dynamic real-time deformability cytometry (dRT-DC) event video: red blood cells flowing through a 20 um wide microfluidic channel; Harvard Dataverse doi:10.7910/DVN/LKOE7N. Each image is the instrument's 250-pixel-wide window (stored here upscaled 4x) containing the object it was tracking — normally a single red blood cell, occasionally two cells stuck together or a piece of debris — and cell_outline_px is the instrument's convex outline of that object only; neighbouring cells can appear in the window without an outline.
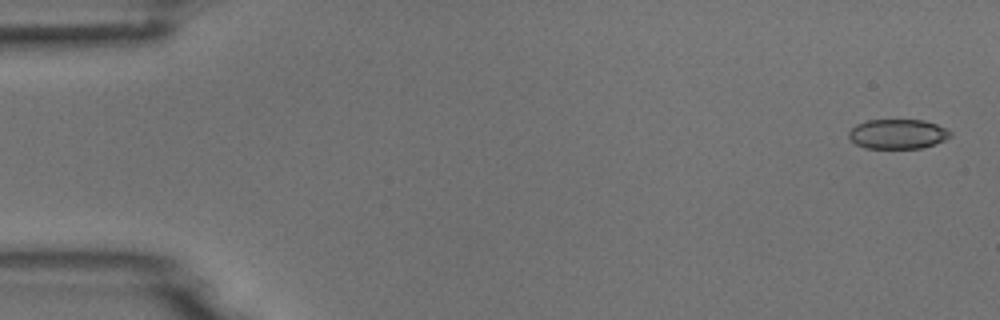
{"species": "common noctule bat (a hibernating species)", "species_latin": "Nyctalus noctula", "temperature_condition": "room temperature", "stored_images_in_passage": 6, "camera_frame_rate_fps": 3000, "um_per_image_px": 0.085, "animal": {"sex": "male", "body_mass_g": 18.8}, "frame": {"image": 1, "passage_image": 1, "time_ms": 0.0, "image_size_px": [1000, 320], "cell_outline_px": [[952, 136], [944, 140], [920, 148], [864, 148], [856, 144], [848, 136], [848, 132], [856, 124], [868, 120], [924, 120], [936, 124], [952, 132]], "centroid_in_image_um": [76.29, 11.38], "position_along_channel_um": 8.7, "area_um2": 17.46}}
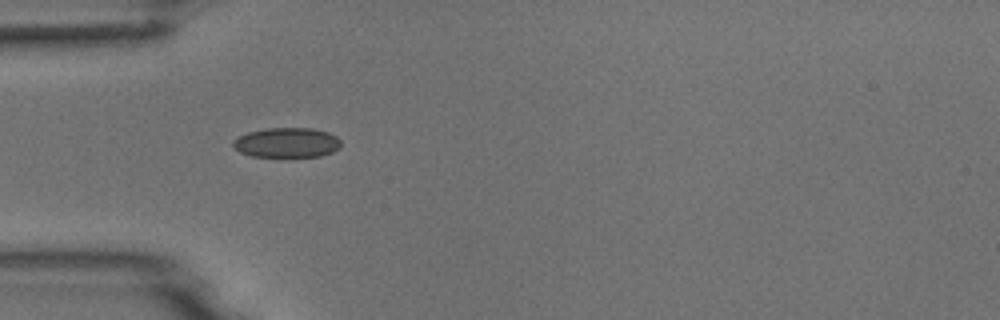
{"frame": {"image": 2, "passage_image": 5, "time_ms": 1.333, "image_size_px": [1000, 320], "cell_outline_px": [[340, 148], [332, 152], [320, 156], [252, 156], [240, 152], [232, 144], [232, 140], [236, 136], [248, 132], [264, 128], [312, 128], [328, 132], [336, 136], [340, 140]], "centroid_in_image_um": [24.36, 12.11], "position_along_channel_um": 60.6, "area_um2": 18.79}}